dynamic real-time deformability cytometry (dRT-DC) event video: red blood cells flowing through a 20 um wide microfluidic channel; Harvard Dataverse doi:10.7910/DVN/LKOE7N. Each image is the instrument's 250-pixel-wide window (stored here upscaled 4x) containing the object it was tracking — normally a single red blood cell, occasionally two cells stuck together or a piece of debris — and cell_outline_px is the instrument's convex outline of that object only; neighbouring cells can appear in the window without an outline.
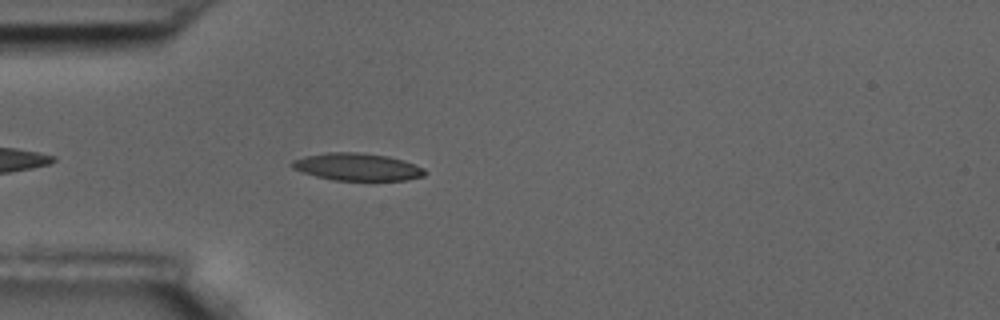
{"species": "common noctule bat (a hibernating species)", "species_latin": "Nyctalus noctula", "temperature_condition": "room temperature", "stored_images_in_passage": 4, "camera_frame_rate_fps": 3000, "um_per_image_px": 0.085, "animal": {"sex": "male", "body_mass_g": 17.5, "forearm_length_mm": 52.3}, "frame": {"image": 1, "passage_image": 4, "time_ms": 1.0, "image_size_px": [1000, 320], "cell_outline_px": [[428, 172], [424, 176], [408, 180], [332, 180], [316, 176], [292, 168], [288, 164], [292, 160], [304, 156], [328, 152], [356, 152], [388, 156], [424, 168]], "centroid_in_image_um": [30.34, 14.19], "position_along_channel_um": 54.7, "area_um2": 21.15}}